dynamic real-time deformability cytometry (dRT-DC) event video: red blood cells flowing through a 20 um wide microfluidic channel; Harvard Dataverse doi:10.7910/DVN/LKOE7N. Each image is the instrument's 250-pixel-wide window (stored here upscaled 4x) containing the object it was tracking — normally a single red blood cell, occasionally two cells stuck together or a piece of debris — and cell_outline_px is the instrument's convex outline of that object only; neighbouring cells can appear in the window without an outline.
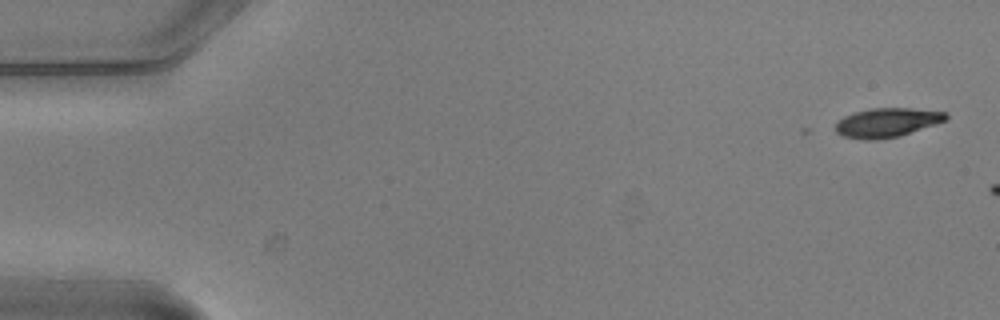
{"species": "common noctule bat (a hibernating species)", "species_latin": "Nyctalus noctula", "temperature_condition": "warm", "stored_images_in_passage": 2, "camera_frame_rate_fps": 3000, "um_per_image_px": 0.085, "animal": {"sex": "male", "body_mass_g": 20.5, "forearm_length_mm": 52.5}, "frame": {"image": 1, "passage_image": 1, "time_ms": 0.0, "image_size_px": [1000, 320], "cell_outline_px": [[948, 120], [900, 136], [876, 140], [864, 140], [844, 136], [836, 132], [836, 124], [844, 116], [856, 112], [872, 108], [912, 108], [948, 112]], "centroid_in_image_um": [75.45, 10.42], "position_along_channel_um": 9.6, "area_um2": 18.79}}